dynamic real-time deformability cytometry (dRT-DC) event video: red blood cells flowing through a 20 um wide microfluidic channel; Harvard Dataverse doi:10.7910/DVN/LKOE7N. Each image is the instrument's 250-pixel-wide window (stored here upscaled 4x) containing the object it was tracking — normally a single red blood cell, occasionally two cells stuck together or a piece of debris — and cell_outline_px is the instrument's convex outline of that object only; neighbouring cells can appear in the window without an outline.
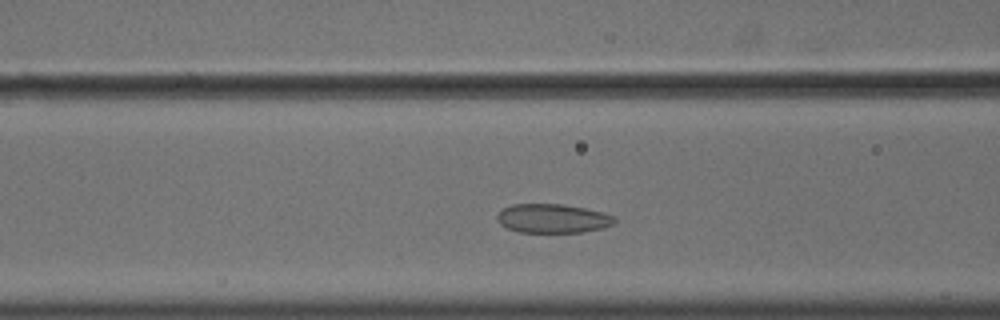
{"species": "common noctule bat (a hibernating species)", "species_latin": "Nyctalus noctula", "temperature_condition": "cold", "stored_images_in_passage": 41, "camera_frame_rate_fps": 3000, "um_per_image_px": 0.085, "animal": {"sex": "male", "body_mass_g": 18.8}, "frame": {"image": 1, "passage_image": 12, "time_ms": 3.667, "image_size_px": [1000, 320], "cell_outline_px": [[616, 220], [612, 224], [604, 228], [584, 232], [520, 232], [508, 228], [500, 224], [496, 220], [496, 216], [504, 208], [512, 204], [564, 204], [604, 212], [616, 216]], "centroid_in_image_um": [47.01, 18.56], "position_along_channel_um": 119.6, "area_um2": 19.94}}
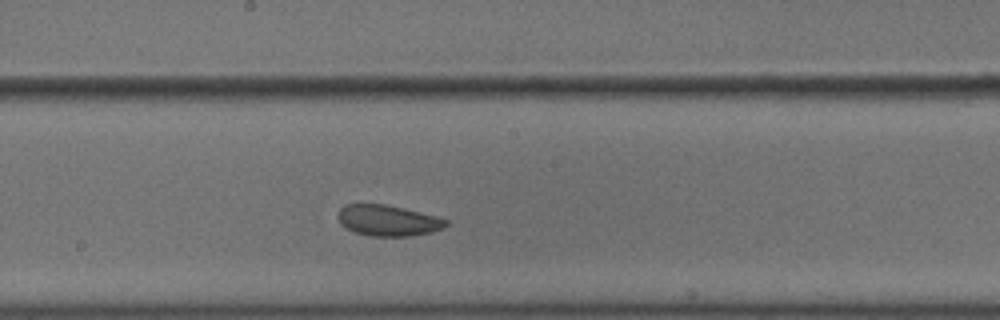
{"frame": {"image": 2, "passage_image": 20, "time_ms": 6.333, "image_size_px": [1000, 320], "cell_outline_px": [[448, 224], [444, 228], [432, 232], [412, 236], [372, 236], [356, 232], [340, 224], [336, 216], [340, 208], [344, 204], [388, 204], [436, 216], [448, 220]], "centroid_in_image_um": [32.98, 18.73], "position_along_channel_um": 215.2, "area_um2": 19.59}}
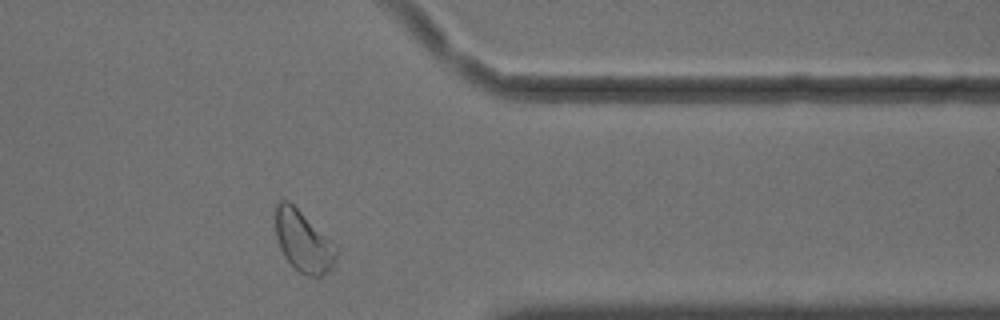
{"frame": {"image": 3, "passage_image": 35, "time_ms": 11.333, "image_size_px": [1000, 320], "cell_outline_px": [[340, 252], [332, 268], [328, 272], [320, 276], [304, 276], [292, 268], [284, 256], [280, 248], [276, 236], [276, 204], [280, 200], [288, 200], [336, 244], [340, 248]], "centroid_in_image_um": [25.82, 20.57], "position_along_channel_um": 385.6, "area_um2": 22.08}, "authors_computed_cell_mechanics": {"area_um2": 20.1722, "velocity_mm_per_s": 3.5815, "shape_relaxation_time_tau1_ms": 4.8526, "shape_relaxation_time_tau2_ms": 3.9676, "deformation_change_tau1": 0.0802, "deformation_change_tau2": 0.088}}